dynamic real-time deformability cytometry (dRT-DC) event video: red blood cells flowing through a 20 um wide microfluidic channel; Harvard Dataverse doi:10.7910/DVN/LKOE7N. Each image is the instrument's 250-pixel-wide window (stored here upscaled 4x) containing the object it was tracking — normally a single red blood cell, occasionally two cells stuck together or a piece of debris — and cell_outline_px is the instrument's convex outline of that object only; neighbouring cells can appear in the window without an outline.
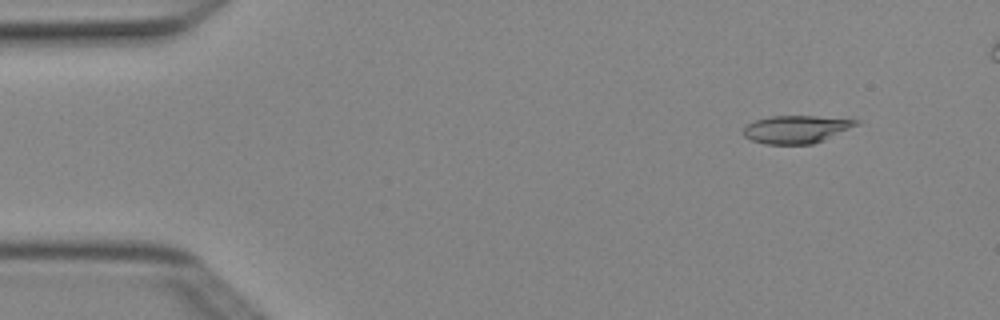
{"species": "Egyptian fruit bat (a non-hibernating species)", "species_latin": "Rousettus aegyptiacus", "temperature_condition": "cold", "stored_images_in_passage": 6, "camera_frame_rate_fps": 3000, "um_per_image_px": 0.085, "animal": {"sex": "female"}, "frame": {"image": 1, "passage_image": 2, "time_ms": 0.333, "image_size_px": [1000, 320], "cell_outline_px": [[860, 124], [824, 140], [812, 144], [764, 144], [752, 140], [744, 136], [744, 128], [748, 124], [756, 120], [772, 116], [816, 116], [860, 120]], "centroid_in_image_um": [67.71, 10.99], "position_along_channel_um": 17.3, "area_um2": 18.15}}
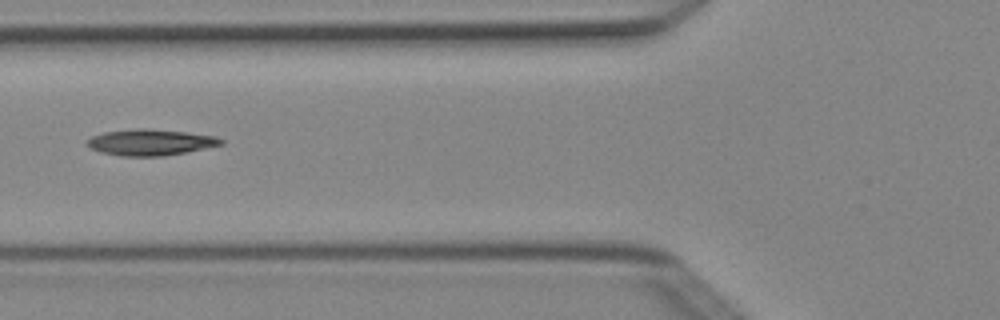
{"frame": {"image": 2, "passage_image": 6, "time_ms": 1.667, "image_size_px": [1000, 320], "cell_outline_px": [[224, 144], [188, 152], [164, 156], [120, 156], [100, 152], [88, 148], [84, 144], [92, 136], [104, 132], [140, 128], [144, 128], [188, 132], [216, 136], [224, 140]], "centroid_in_image_um": [12.79, 12.1], "position_along_channel_um": 113.0, "area_um2": 20.63}}